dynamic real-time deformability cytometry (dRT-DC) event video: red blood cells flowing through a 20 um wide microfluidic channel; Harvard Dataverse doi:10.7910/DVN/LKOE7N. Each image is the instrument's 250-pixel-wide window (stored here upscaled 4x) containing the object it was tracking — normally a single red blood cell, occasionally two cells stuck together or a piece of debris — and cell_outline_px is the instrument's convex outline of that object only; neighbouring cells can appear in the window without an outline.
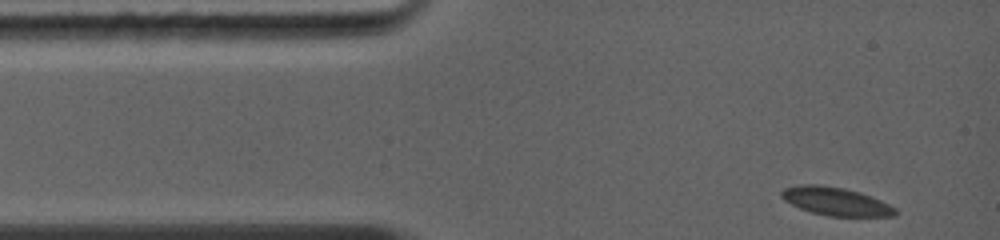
{"species": "common noctule bat (a hibernating species)", "species_latin": "Nyctalus noctula", "temperature_condition": "warm", "stored_images_in_passage": 55, "camera_frame_rate_fps": 5000, "um_per_image_px": 0.085, "animal": {"sex": "female", "body_mass_g": 19.0, "forearm_length_mm": 56.7}, "frame": {"image": 1, "passage_image": 1, "time_ms": 0.0, "image_size_px": [1000, 240], "cell_outline_px": [[896, 216], [828, 216], [812, 212], [800, 208], [784, 200], [780, 196], [780, 192], [784, 188], [800, 184], [816, 184], [844, 188], [860, 192], [872, 196], [896, 208]], "centroid_in_image_um": [71.03, 17.11], "position_along_channel_um": 14.0, "area_um2": 18.67}}
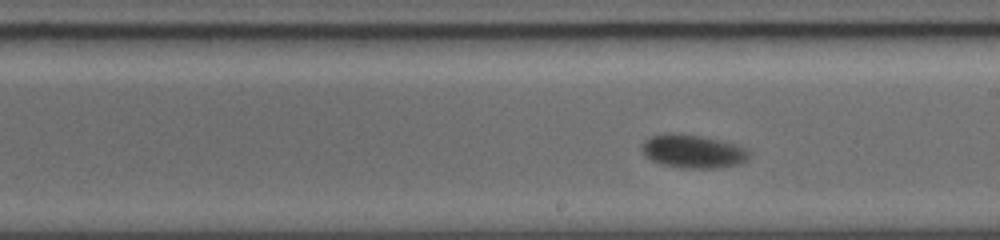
{"frame": {"image": 2, "passage_image": 32, "time_ms": 6.4, "image_size_px": [1000, 240], "cell_outline_px": [[748, 160], [740, 164], [716, 168], [680, 168], [660, 164], [644, 156], [640, 148], [644, 140], [652, 136], [668, 132], [700, 136], [736, 144], [744, 148], [748, 152]], "centroid_in_image_um": [58.85, 12.87], "position_along_channel_um": 230.1, "area_um2": 20.92}}
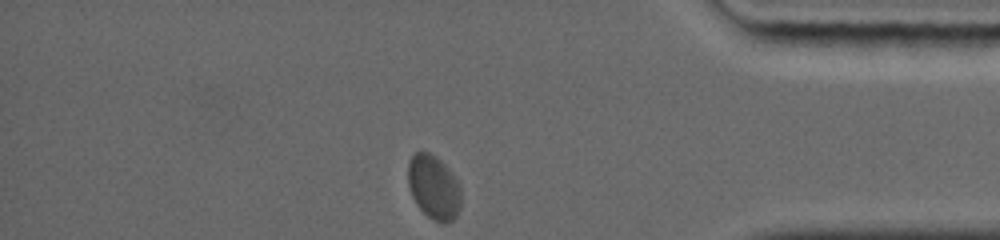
{"frame": {"image": 3, "passage_image": 55, "time_ms": 11.0, "image_size_px": [1000, 240], "cell_outline_px": [[460, 208], [456, 216], [448, 224], [444, 224], [432, 220], [416, 204], [412, 196], [408, 184], [408, 160], [416, 152], [428, 152], [436, 156], [448, 168], [456, 180], [460, 188]], "centroid_in_image_um": [36.86, 15.93], "position_along_channel_um": 398.3, "area_um2": 19.83}, "authors_computed_cell_mechanics": {"area_um2": 19.7676, "velocity_mm_per_s": 4.1932, "shape_relaxation_time_tau1_ms": 1.6442, "shape_relaxation_time_tau2_ms": null, "deformation_change_tau1": 0.0624, "deformation_change_tau2": null}}